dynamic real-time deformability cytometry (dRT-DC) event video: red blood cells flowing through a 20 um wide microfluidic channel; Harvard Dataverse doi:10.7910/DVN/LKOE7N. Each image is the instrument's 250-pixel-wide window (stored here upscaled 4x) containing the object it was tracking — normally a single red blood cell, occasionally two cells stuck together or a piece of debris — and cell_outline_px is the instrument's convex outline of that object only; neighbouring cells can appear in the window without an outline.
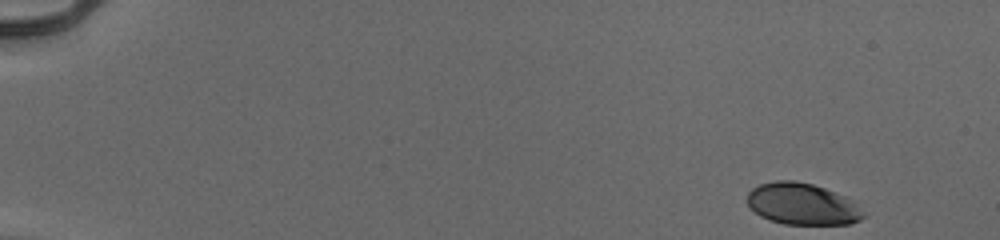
{"species": "human", "species_latin": "Homo sapiens", "temperature_condition": "cold", "stored_images_in_passage": 51, "camera_frame_rate_fps": 3000, "um_per_image_px": 0.085, "donor": {"sex": "male"}, "frame": {"image": 1, "passage_image": 1, "time_ms": 0.0, "image_size_px": [1000, 240], "cell_outline_px": [[864, 216], [860, 220], [848, 224], [784, 224], [768, 220], [760, 216], [748, 204], [748, 192], [752, 188], [760, 184], [776, 180], [796, 180], [812, 184], [824, 188], [844, 196], [864, 212]], "centroid_in_image_um": [68.16, 17.34], "position_along_channel_um": 16.8, "area_um2": 27.92}}
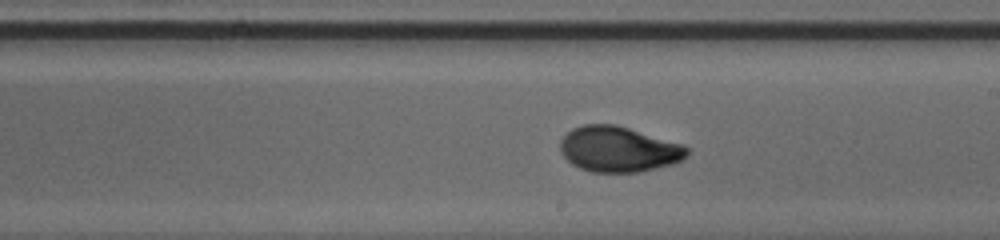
{"frame": {"image": 2, "passage_image": 30, "time_ms": 9.667, "image_size_px": [1000, 240], "cell_outline_px": [[688, 156], [684, 160], [672, 164], [640, 172], [592, 172], [580, 168], [572, 164], [560, 152], [560, 140], [572, 128], [584, 124], [616, 124], [684, 144], [688, 148]], "centroid_in_image_um": [52.6, 12.68], "position_along_channel_um": 236.4, "area_um2": 33.87}}
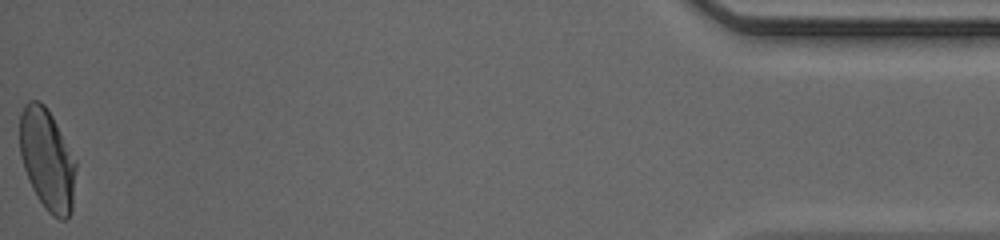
{"frame": {"image": 3, "passage_image": 51, "time_ms": 16.667, "image_size_px": [1000, 240], "cell_outline_px": [[76, 168], [72, 212], [64, 220], [60, 220], [52, 216], [44, 208], [36, 196], [32, 188], [24, 168], [20, 156], [20, 116], [24, 104], [28, 100], [40, 100], [44, 104], [52, 116], [76, 160]], "centroid_in_image_um": [4.01, 13.58], "position_along_channel_um": 431.2, "area_um2": 33.35}, "authors_computed_cell_mechanics": {"area_um2": 32.4258, "velocity_mm_per_s": 3.966, "shape_relaxation_time_tau1_ms": 3.6071, "shape_relaxation_time_tau2_ms": 0.777, "deformation_change_tau1": 0.1609, "deformation_change_tau2": 0.0443}}